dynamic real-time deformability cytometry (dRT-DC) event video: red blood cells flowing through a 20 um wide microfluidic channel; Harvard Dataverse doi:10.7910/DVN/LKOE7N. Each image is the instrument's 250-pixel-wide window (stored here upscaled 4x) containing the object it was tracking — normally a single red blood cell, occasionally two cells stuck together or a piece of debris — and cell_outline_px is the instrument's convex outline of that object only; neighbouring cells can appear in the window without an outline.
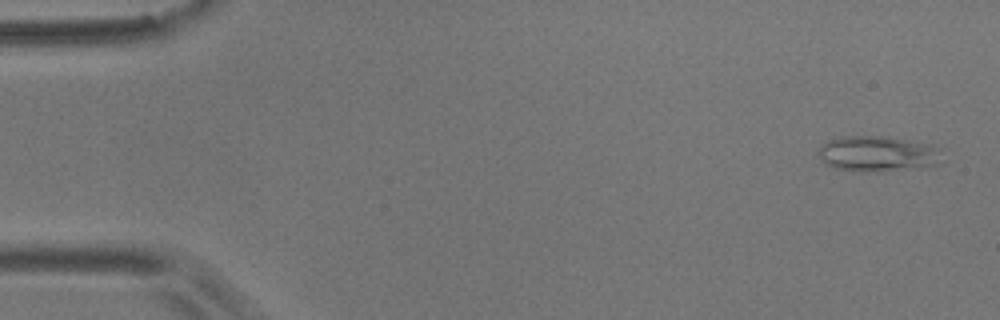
{"species": "common noctule bat (a hibernating species)", "species_latin": "Nyctalus noctula", "temperature_condition": "room temperature", "stored_images_in_passage": 56, "camera_frame_rate_fps": 3000, "um_per_image_px": 0.085, "animal": {"sex": "male", "body_mass_g": 17.9}, "frame": {"image": 1, "passage_image": 2, "time_ms": 0.333, "image_size_px": [1000, 320], "cell_outline_px": [[948, 160], [936, 164], [876, 172], [860, 172], [836, 168], [824, 164], [816, 152], [816, 148], [820, 144], [828, 140], [840, 136], [888, 136], [932, 144], [940, 148]], "centroid_in_image_um": [74.6, 13.05], "position_along_channel_um": 10.4, "area_um2": 26.36}}
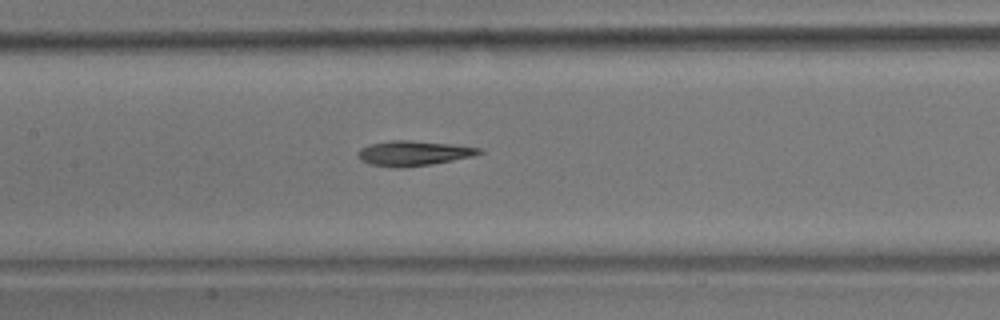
{"frame": {"image": 2, "passage_image": 26, "time_ms": 8.333, "image_size_px": [1000, 320], "cell_outline_px": [[484, 152], [476, 156], [432, 164], [404, 168], [400, 168], [372, 164], [360, 160], [356, 156], [356, 152], [360, 148], [372, 144], [392, 140], [408, 140], [448, 144], [484, 148]], "centroid_in_image_um": [35.18, 13.03], "position_along_channel_um": 172.2, "area_um2": 17.69}}
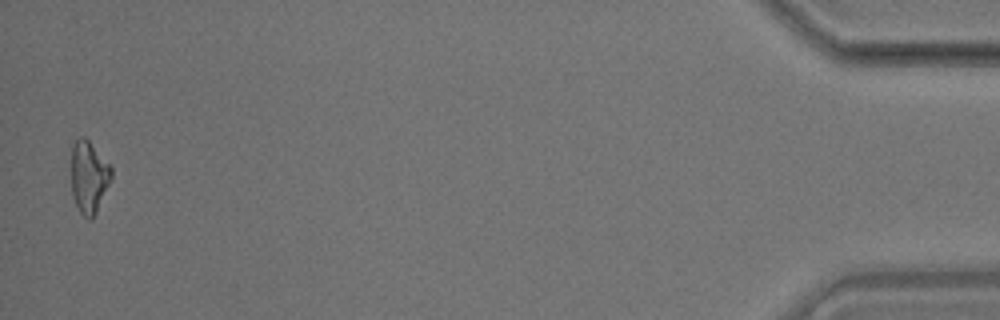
{"frame": {"image": 3, "passage_image": 55, "time_ms": 18.0, "image_size_px": [1000, 320], "cell_outline_px": [[112, 176], [96, 212], [92, 220], [88, 220], [80, 212], [72, 196], [72, 144], [80, 136], [84, 136], [88, 140], [112, 168]], "centroid_in_image_um": [7.54, 15.04], "position_along_channel_um": 427.7, "area_um2": 16.59}, "authors_computed_cell_mechanics": {"area_um2": 17.3689, "velocity_mm_per_s": 3.5713, "shape_relaxation_time_tau1_ms": null, "shape_relaxation_time_tau2_ms": 3.395, "deformation_change_tau1": null, "deformation_change_tau2": 0.1232}}